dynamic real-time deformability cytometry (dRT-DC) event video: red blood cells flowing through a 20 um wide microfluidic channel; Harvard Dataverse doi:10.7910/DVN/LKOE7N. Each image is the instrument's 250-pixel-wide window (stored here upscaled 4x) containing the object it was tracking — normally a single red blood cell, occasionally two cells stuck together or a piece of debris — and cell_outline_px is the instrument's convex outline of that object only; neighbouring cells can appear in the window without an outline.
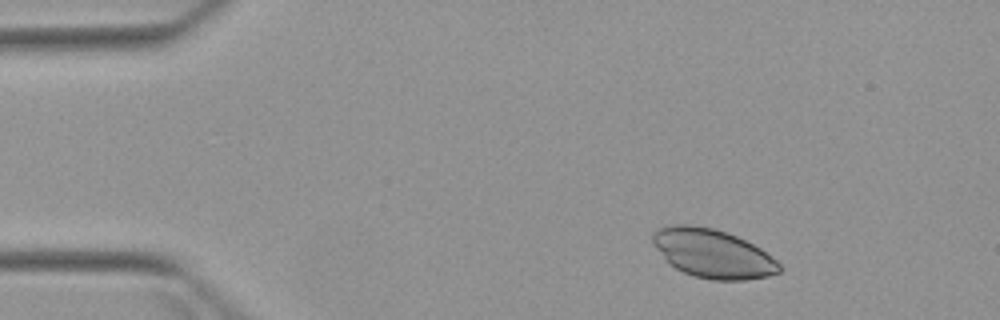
{"species": "Egyptian fruit bat (a non-hibernating species)", "species_latin": "Rousettus aegyptiacus", "temperature_condition": "warm", "stored_images_in_passage": 2, "camera_frame_rate_fps": 3000, "um_per_image_px": 0.085, "animal": {"sex": "female"}, "frame": {"image": 1, "passage_image": 1, "time_ms": 0.0, "image_size_px": [1000, 320], "cell_outline_px": [[784, 268], [780, 272], [768, 276], [744, 280], [712, 280], [692, 276], [668, 264], [652, 244], [652, 232], [656, 228], [672, 224], [692, 224], [712, 228], [728, 232], [760, 248], [776, 260]], "centroid_in_image_um": [60.54, 21.54], "position_along_channel_um": 24.5, "area_um2": 36.36}}